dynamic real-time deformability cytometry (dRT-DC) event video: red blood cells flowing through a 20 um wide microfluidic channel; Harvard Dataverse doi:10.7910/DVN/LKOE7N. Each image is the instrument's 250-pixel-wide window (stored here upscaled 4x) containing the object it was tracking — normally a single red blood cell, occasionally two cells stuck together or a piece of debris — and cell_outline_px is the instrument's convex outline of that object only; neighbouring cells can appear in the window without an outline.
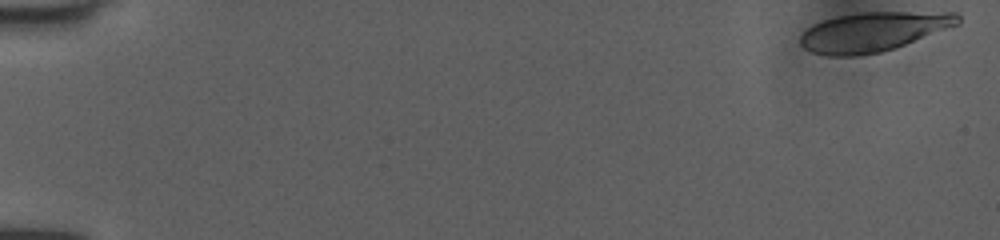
{"species": "human", "species_latin": "Homo sapiens", "temperature_condition": "room temperature", "stored_images_in_passage": 51, "camera_frame_rate_fps": 3000, "um_per_image_px": 0.085, "donor": {"sex": "female"}, "frame": {"image": 1, "passage_image": 1, "time_ms": 0.0, "image_size_px": [1000, 240], "cell_outline_px": [[960, 24], [896, 48], [880, 52], [856, 56], [828, 56], [812, 52], [804, 48], [800, 44], [800, 36], [812, 24], [824, 20], [840, 16], [860, 12], [956, 12], [960, 16]], "centroid_in_image_um": [74.25, 2.7], "position_along_channel_um": 10.8, "area_um2": 36.24}}
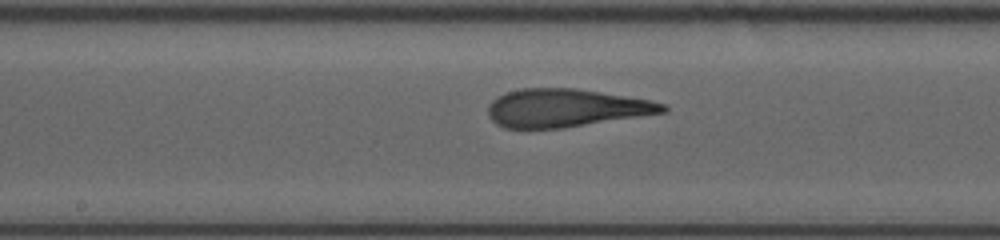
{"frame": {"image": 2, "passage_image": 28, "time_ms": 9.0, "image_size_px": [1000, 240], "cell_outline_px": [[668, 112], [564, 128], [504, 128], [496, 124], [488, 116], [488, 104], [496, 96], [508, 92], [524, 88], [576, 88], [652, 100], [668, 104]], "centroid_in_image_um": [48.12, 9.18], "position_along_channel_um": 200.1, "area_um2": 39.07}}
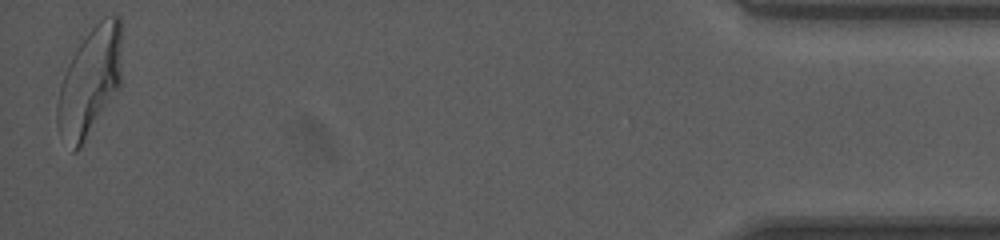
{"frame": {"image": 3, "passage_image": 51, "time_ms": 16.667, "image_size_px": [1000, 240], "cell_outline_px": [[120, 88], [80, 148], [76, 152], [72, 152], [56, 124], [56, 104], [60, 84], [68, 64], [72, 56], [88, 32], [104, 16], [120, 16]], "centroid_in_image_um": [7.62, 6.99], "position_along_channel_um": 427.6, "area_um2": 40.34}, "authors_computed_cell_mechanics": {"area_um2": 38.726, "velocity_mm_per_s": 4.0016, "shape_relaxation_time_tau1_ms": 5.9692, "shape_relaxation_time_tau2_ms": 1.1099, "deformation_change_tau1": 0.2584, "deformation_change_tau2": 0.1093}}